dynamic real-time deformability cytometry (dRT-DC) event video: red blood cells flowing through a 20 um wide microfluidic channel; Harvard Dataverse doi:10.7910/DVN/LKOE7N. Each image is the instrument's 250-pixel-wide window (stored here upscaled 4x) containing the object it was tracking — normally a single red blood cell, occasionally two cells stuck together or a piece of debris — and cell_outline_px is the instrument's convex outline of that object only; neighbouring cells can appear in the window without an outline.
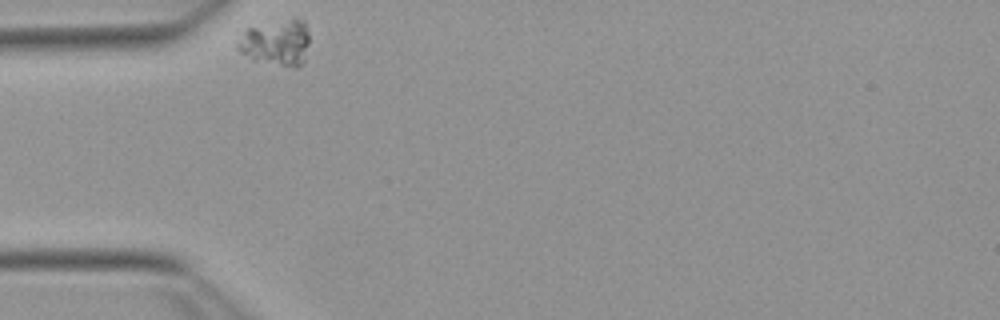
{"species": "Egyptian fruit bat (a non-hibernating species)", "species_latin": "Rousettus aegyptiacus", "temperature_condition": "warm", "stored_images_in_passage": 34, "camera_frame_rate_fps": 3000, "um_per_image_px": 0.085, "animal": {"sex": "female"}, "frame": {"image": 1, "passage_image": 1, "time_ms": 0.0, "image_size_px": [1000, 320], "cell_outline_px": [[308, 44], [304, 60], [296, 68], [292, 68], [252, 60], [240, 52], [236, 48], [236, 44], [244, 32], [248, 28], [292, 16], [296, 16], [304, 20], [308, 32]], "centroid_in_image_um": [23.5, 3.6], "position_along_channel_um": 61.5, "area_um2": 19.65}}
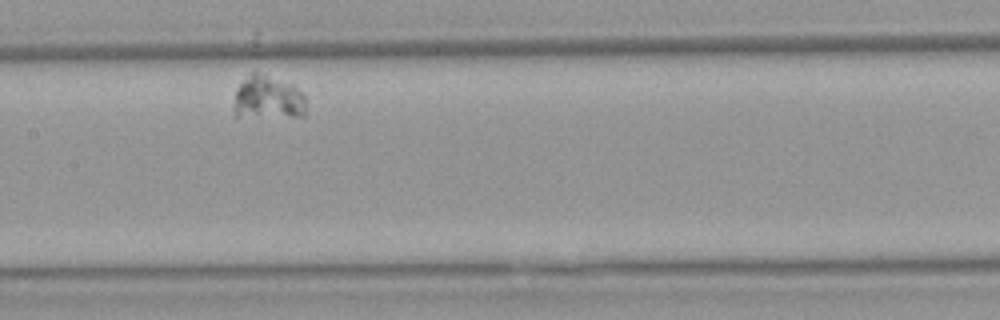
{"frame": {"image": 2, "passage_image": 14, "time_ms": 4.333, "image_size_px": [1000, 320], "cell_outline_px": [[304, 116], [236, 116], [236, 88], [252, 72], [260, 72], [292, 84], [304, 96]], "centroid_in_image_um": [22.79, 8.28], "position_along_channel_um": 184.6, "area_um2": 17.74}}
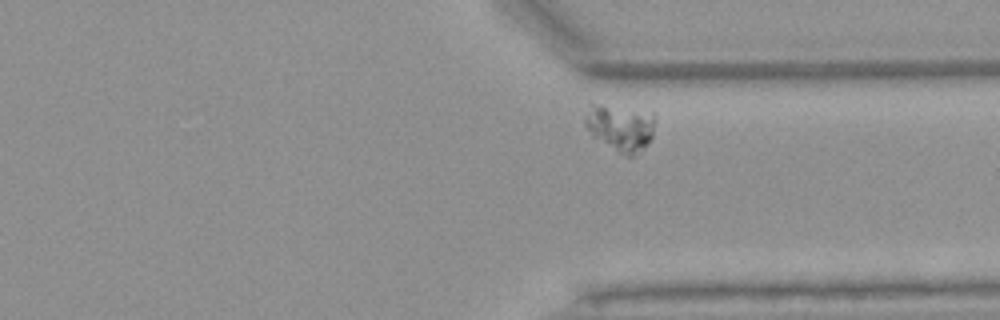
{"frame": {"image": 3, "passage_image": 30, "time_ms": 9.667, "image_size_px": [1000, 320], "cell_outline_px": [[656, 120], [652, 136], [648, 144], [636, 156], [624, 156], [592, 136], [584, 124], [584, 116], [588, 104], [600, 104], [656, 112]], "centroid_in_image_um": [52.75, 10.83], "position_along_channel_um": 358.6, "area_um2": 19.65}}